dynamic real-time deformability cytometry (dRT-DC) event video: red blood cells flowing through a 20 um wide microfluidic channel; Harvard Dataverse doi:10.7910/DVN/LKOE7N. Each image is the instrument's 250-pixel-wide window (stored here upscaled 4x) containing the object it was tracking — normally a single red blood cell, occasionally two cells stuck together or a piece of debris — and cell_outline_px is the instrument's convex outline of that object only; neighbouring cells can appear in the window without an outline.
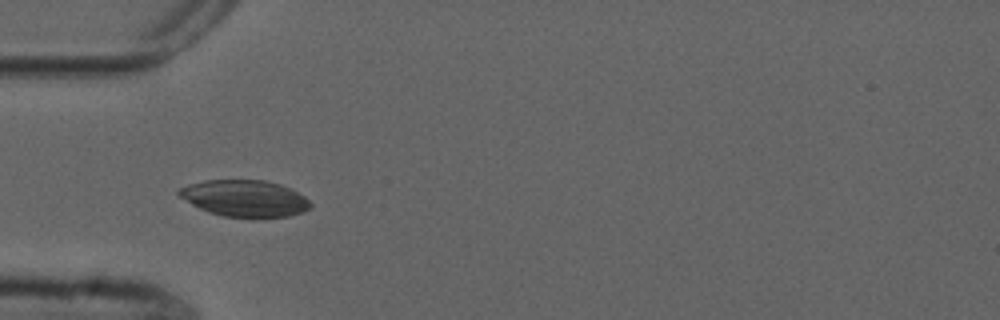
{"species": "common noctule bat (a hibernating species)", "species_latin": "Nyctalus noctula", "temperature_condition": "cold", "stored_images_in_passage": 50, "camera_frame_rate_fps": 3000, "um_per_image_px": 0.085, "animal": {"sex": "male", "forearm_length_mm": 52.5}, "frame": {"image": 1, "passage_image": 17, "time_ms": 5.333, "image_size_px": [1000, 320], "cell_outline_px": [[312, 208], [304, 212], [288, 216], [260, 220], [252, 220], [224, 216], [208, 212], [192, 204], [180, 196], [176, 192], [180, 188], [188, 184], [204, 180], [264, 180], [280, 184], [304, 196], [312, 204]], "centroid_in_image_um": [20.84, 16.9], "position_along_channel_um": 64.2, "area_um2": 28.67}}
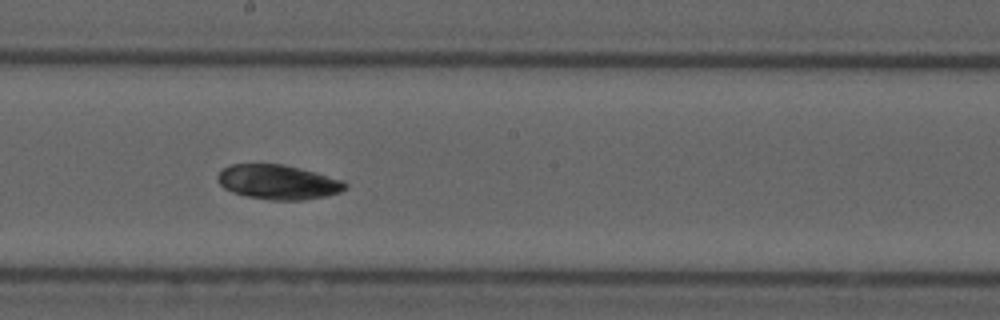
{"frame": {"image": 2, "passage_image": 30, "time_ms": 9.667, "image_size_px": [1000, 320], "cell_outline_px": [[348, 188], [340, 192], [328, 196], [304, 200], [272, 200], [248, 196], [232, 192], [224, 188], [216, 180], [216, 176], [224, 168], [232, 164], [284, 164], [316, 172], [344, 180], [348, 184]], "centroid_in_image_um": [23.68, 15.48], "position_along_channel_um": 224.5, "area_um2": 25.89}}
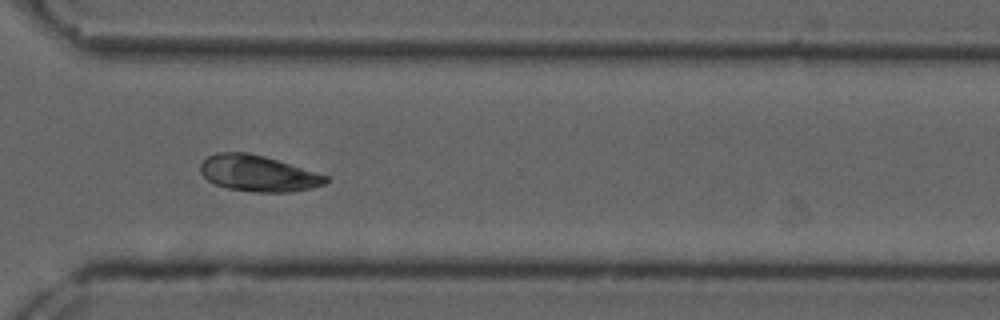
{"frame": {"image": 3, "passage_image": 40, "time_ms": 13.0, "image_size_px": [1000, 320], "cell_outline_px": [[328, 180], [324, 184], [312, 188], [288, 192], [256, 192], [228, 188], [216, 184], [208, 180], [200, 172], [200, 164], [208, 156], [216, 152], [248, 152], [264, 156], [328, 176]], "centroid_in_image_um": [21.91, 14.73], "position_along_channel_um": 348.7, "area_um2": 26.13}}